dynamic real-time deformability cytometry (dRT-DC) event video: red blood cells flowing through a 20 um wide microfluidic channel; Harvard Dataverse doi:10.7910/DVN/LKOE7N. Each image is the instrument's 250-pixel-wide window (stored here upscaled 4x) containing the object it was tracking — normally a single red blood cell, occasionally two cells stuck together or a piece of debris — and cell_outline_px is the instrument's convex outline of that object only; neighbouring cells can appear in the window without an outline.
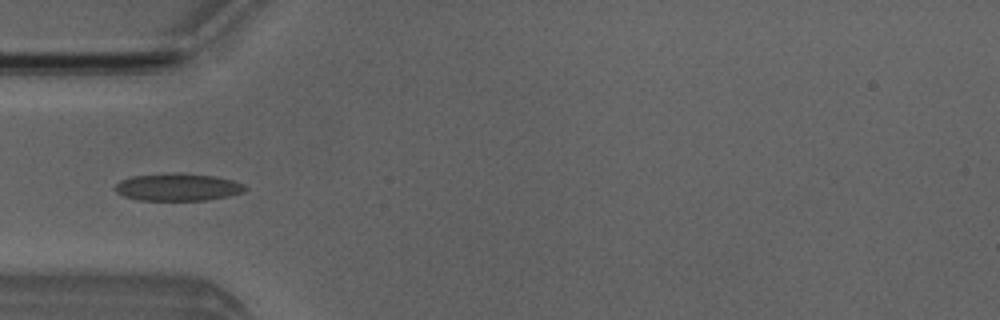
{"species": "Egyptian fruit bat (a non-hibernating species)", "species_latin": "Rousettus aegyptiacus", "temperature_condition": "room temperature", "stored_images_in_passage": 51, "camera_frame_rate_fps": 3000, "um_per_image_px": 0.085, "animal": {"sex": "male"}, "frame": {"image": 1, "passage_image": 16, "time_ms": 5.0, "image_size_px": [1000, 320], "cell_outline_px": [[248, 188], [244, 192], [228, 196], [208, 200], [136, 200], [124, 196], [116, 192], [112, 188], [120, 180], [132, 176], [216, 176], [232, 180], [244, 184]], "centroid_in_image_um": [15.12, 15.96], "position_along_channel_um": 69.9, "area_um2": 19.83}}
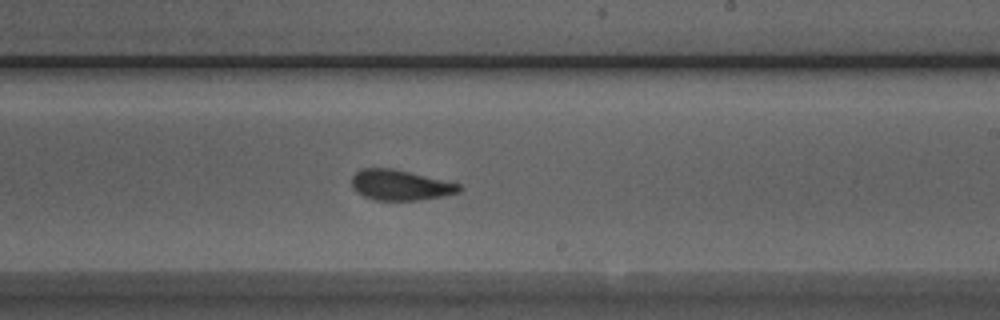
{"frame": {"image": 2, "passage_image": 30, "time_ms": 9.667, "image_size_px": [1000, 320], "cell_outline_px": [[460, 192], [444, 196], [420, 200], [372, 200], [356, 192], [352, 188], [352, 176], [360, 168], [392, 168], [460, 184]], "centroid_in_image_um": [33.98, 15.74], "position_along_channel_um": 255.0, "area_um2": 19.02}}
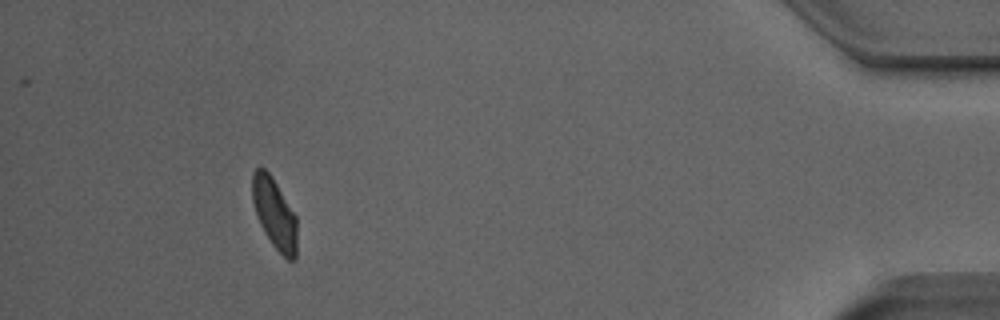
{"frame": {"image": 3, "passage_image": 47, "time_ms": 15.333, "image_size_px": [1000, 320], "cell_outline_px": [[296, 260], [288, 260], [272, 244], [264, 232], [260, 224], [252, 200], [252, 172], [256, 168], [264, 168], [272, 176], [296, 216]], "centroid_in_image_um": [23.32, 18.13], "position_along_channel_um": 411.9, "area_um2": 18.21}, "authors_computed_cell_mechanics": {"area_um2": 19.7676, "velocity_mm_per_s": 3.9546, "shape_relaxation_time_tau1_ms": 3.5222, "shape_relaxation_time_tau2_ms": 1.2585, "deformation_change_tau1": 0.1347, "deformation_change_tau2": 0.0771}}